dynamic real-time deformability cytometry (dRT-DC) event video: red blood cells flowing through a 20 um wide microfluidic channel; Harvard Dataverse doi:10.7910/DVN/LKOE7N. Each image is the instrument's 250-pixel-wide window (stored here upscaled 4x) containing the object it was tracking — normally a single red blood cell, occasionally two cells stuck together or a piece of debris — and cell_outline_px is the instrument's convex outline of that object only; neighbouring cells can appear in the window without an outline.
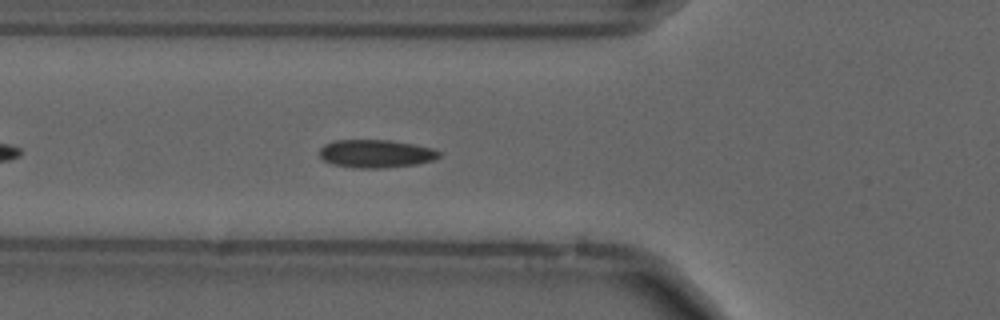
{"species": "common noctule bat (a hibernating species)", "species_latin": "Nyctalus noctula", "temperature_condition": "cold", "stored_images_in_passage": 41, "camera_frame_rate_fps": 3000, "um_per_image_px": 0.085, "animal": {"sex": "male", "forearm_length_mm": 52.5}, "frame": {"image": 1, "passage_image": 7, "time_ms": 2.0, "image_size_px": [1000, 320], "cell_outline_px": [[440, 156], [432, 160], [416, 164], [384, 168], [356, 168], [332, 164], [324, 160], [320, 156], [320, 148], [324, 144], [332, 140], [392, 140], [432, 148], [440, 152]], "centroid_in_image_um": [31.92, 13.06], "position_along_channel_um": 93.9, "area_um2": 19.54}, "authors_computed_cell_mechanics": {"area_um2": 18.9584, "velocity_mm_per_s": 3.677, "shape_relaxation_time_tau1_ms": null, "shape_relaxation_time_tau2_ms": 1.5824, "deformation_change_tau1": null, "deformation_change_tau2": 0.0529}}